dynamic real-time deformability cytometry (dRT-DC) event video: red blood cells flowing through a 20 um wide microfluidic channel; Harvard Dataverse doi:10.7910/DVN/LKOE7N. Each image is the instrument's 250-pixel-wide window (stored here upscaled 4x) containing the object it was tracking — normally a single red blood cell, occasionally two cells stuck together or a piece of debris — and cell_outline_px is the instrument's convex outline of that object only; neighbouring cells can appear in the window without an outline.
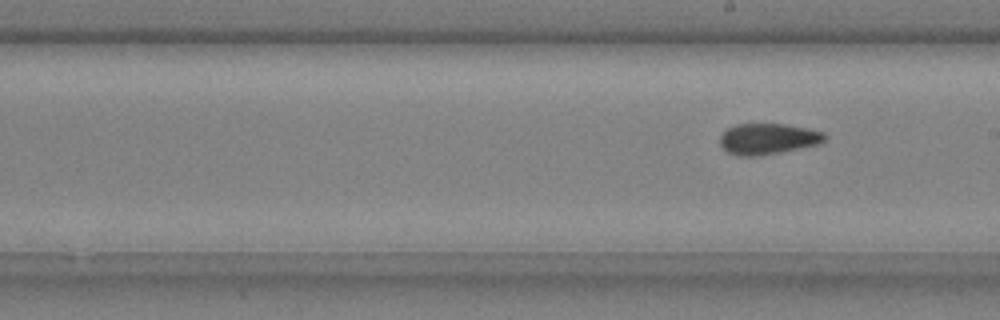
{"species": "common noctule bat (a hibernating species)", "species_latin": "Nyctalus noctula", "temperature_condition": "cold", "stored_images_in_passage": 10, "segment_of_instrument_passage": [2, 2], "camera_frame_rate_fps": 3000, "um_per_image_px": 0.085, "animal": {"sex": "male", "body_mass_g": 20.4}, "frame": {"image": 1, "passage_image": 10, "time_ms": 3.0, "image_size_px": [1000, 320], "cell_outline_px": [[828, 140], [820, 144], [780, 152], [756, 156], [740, 156], [728, 152], [720, 144], [720, 136], [728, 128], [736, 124], [788, 124], [808, 128], [824, 132], [828, 136]], "centroid_in_image_um": [65.34, 11.79], "position_along_channel_um": 223.7, "area_um2": 19.02}}